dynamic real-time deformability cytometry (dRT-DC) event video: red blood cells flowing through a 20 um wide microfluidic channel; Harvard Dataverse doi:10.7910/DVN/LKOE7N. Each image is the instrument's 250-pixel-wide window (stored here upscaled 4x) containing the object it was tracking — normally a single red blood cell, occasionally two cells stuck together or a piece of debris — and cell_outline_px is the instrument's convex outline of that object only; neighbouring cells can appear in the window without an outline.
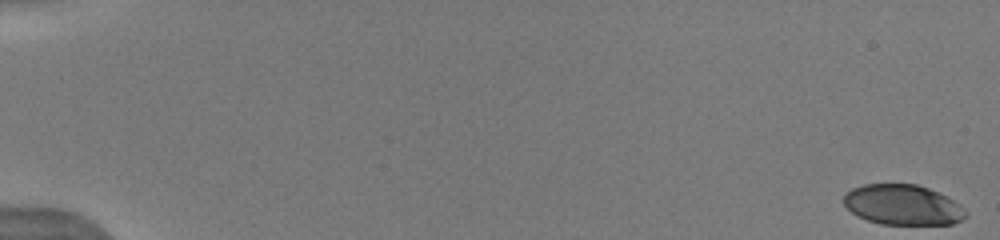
{"species": "human", "species_latin": "Homo sapiens", "temperature_condition": "warm", "stored_images_in_passage": 22, "camera_frame_rate_fps": 3000, "um_per_image_px": 0.085, "donor": {"sex": "male"}, "frame": {"image": 1, "passage_image": 1, "time_ms": 0.0, "image_size_px": [1000, 240], "cell_outline_px": [[968, 216], [952, 224], [880, 224], [856, 216], [844, 204], [844, 196], [852, 188], [864, 184], [916, 184], [928, 188], [960, 204], [968, 212]], "centroid_in_image_um": [76.74, 17.42], "position_along_channel_um": 8.3, "area_um2": 28.5}}
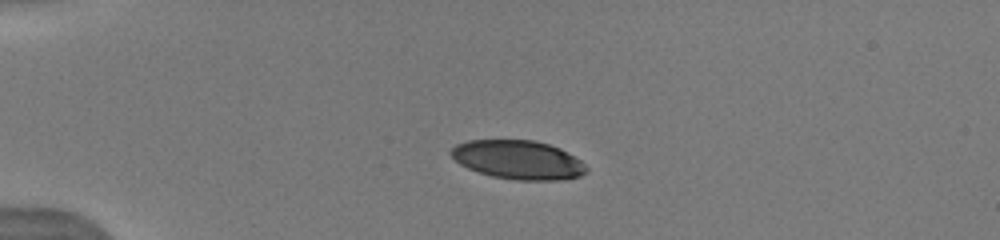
{"frame": {"image": 2, "passage_image": 14, "time_ms": 4.333, "image_size_px": [1000, 240], "cell_outline_px": [[588, 172], [580, 176], [560, 180], [516, 180], [492, 176], [468, 168], [460, 164], [448, 152], [456, 144], [468, 140], [536, 140], [560, 148], [580, 160], [588, 168]], "centroid_in_image_um": [44.05, 13.58], "position_along_channel_um": 41.0, "area_um2": 30.63}}